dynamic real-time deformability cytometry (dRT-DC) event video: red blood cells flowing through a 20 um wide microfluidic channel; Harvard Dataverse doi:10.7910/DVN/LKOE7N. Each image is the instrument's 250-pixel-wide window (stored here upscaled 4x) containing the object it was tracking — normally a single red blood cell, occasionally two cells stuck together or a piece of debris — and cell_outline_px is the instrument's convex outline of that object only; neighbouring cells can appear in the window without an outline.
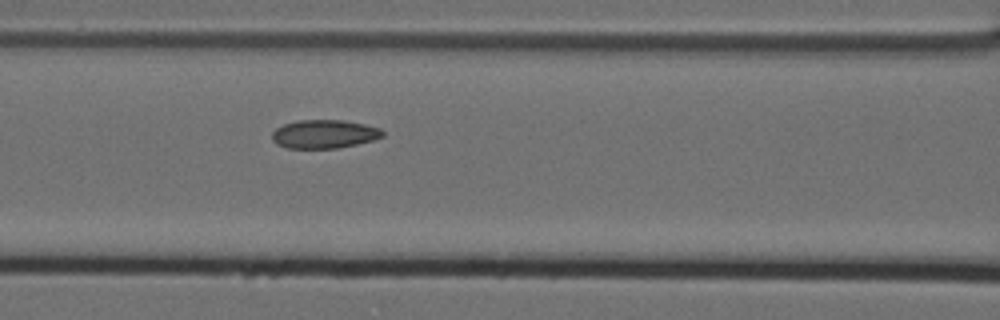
{"species": "Egyptian fruit bat (a non-hibernating species)", "species_latin": "Rousettus aegyptiacus", "temperature_condition": "cold", "stored_images_in_passage": 4, "segment_of_instrument_passage": [1, 2], "camera_frame_rate_fps": 3000, "um_per_image_px": 0.085, "animal": {"sex": "female"}, "frame": {"image": 1, "passage_image": 3, "time_ms": 0.667, "image_size_px": [1000, 320], "cell_outline_px": [[384, 136], [372, 140], [340, 148], [288, 148], [276, 144], [272, 140], [272, 132], [276, 128], [284, 124], [296, 120], [344, 120], [364, 124], [380, 128], [384, 132]], "centroid_in_image_um": [27.54, 11.39], "position_along_channel_um": 139.1, "area_um2": 18.44}}